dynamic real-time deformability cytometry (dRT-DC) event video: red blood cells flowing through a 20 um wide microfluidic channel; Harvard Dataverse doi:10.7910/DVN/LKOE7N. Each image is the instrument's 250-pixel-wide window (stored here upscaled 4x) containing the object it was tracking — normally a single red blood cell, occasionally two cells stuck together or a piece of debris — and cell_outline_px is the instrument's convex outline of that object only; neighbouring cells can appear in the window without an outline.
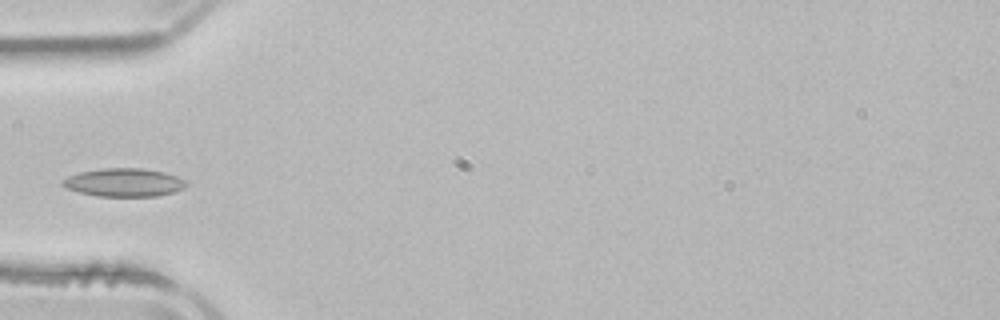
{"species": "common noctule bat (a hibernating species)", "species_latin": "Nyctalus noctula", "temperature_condition": "room temperature", "stored_images_in_passage": 3, "camera_frame_rate_fps": 3000, "um_per_image_px": 0.085, "animal": {"sex": "male", "body_mass_g": 21.5, "forearm_length_mm": 52.0}, "frame": {"image": 1, "passage_image": 3, "time_ms": 3.0, "image_size_px": [1000, 320], "cell_outline_px": [[188, 184], [184, 188], [176, 192], [156, 196], [96, 196], [80, 192], [68, 188], [60, 184], [60, 180], [68, 176], [80, 172], [100, 168], [144, 168], [164, 172], [176, 176], [184, 180]], "centroid_in_image_um": [10.54, 15.5], "position_along_channel_um": 74.5, "area_um2": 20.46}}